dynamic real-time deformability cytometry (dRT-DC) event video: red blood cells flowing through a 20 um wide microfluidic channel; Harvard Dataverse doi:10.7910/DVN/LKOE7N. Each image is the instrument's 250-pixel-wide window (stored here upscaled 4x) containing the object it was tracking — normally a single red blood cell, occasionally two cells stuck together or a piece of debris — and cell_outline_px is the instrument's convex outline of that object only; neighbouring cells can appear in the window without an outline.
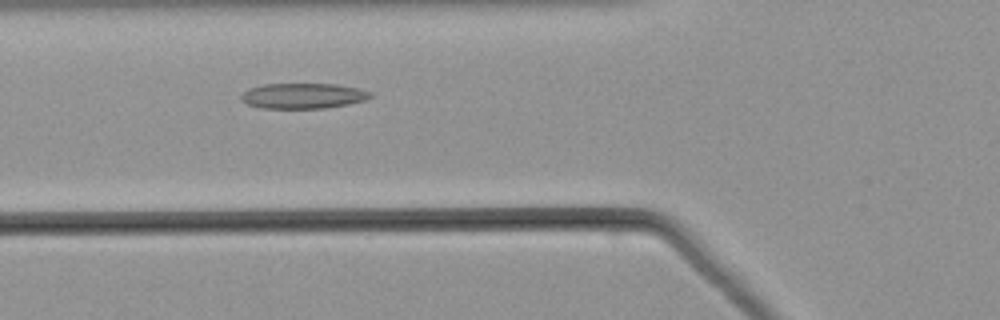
{"species": "common noctule bat (a hibernating species)", "species_latin": "Nyctalus noctula", "temperature_condition": "warm", "stored_images_in_passage": 44, "camera_frame_rate_fps": 3000, "um_per_image_px": 0.085, "animal": {"sex": "male", "body_mass_g": 21.5, "forearm_length_mm": 52.0}, "frame": {"image": 1, "passage_image": 11, "time_ms": 3.333, "image_size_px": [1000, 320], "cell_outline_px": [[372, 96], [364, 100], [348, 104], [328, 108], [260, 108], [248, 104], [240, 100], [240, 96], [248, 88], [264, 84], [336, 84], [360, 88], [372, 92]], "centroid_in_image_um": [25.76, 8.14], "position_along_channel_um": 100.0, "area_um2": 19.25}}
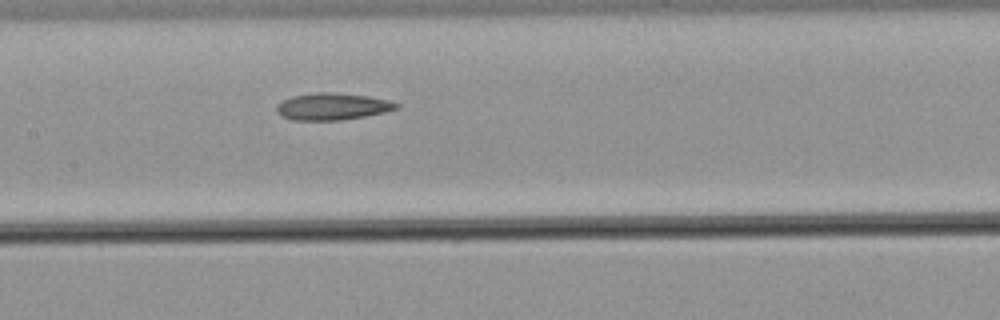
{"frame": {"image": 2, "passage_image": 17, "time_ms": 5.333, "image_size_px": [1000, 320], "cell_outline_px": [[400, 108], [384, 112], [364, 116], [340, 120], [292, 120], [280, 116], [276, 112], [276, 104], [292, 96], [316, 92], [332, 92], [368, 96], [388, 100], [400, 104]], "centroid_in_image_um": [28.23, 9.05], "position_along_channel_um": 179.2, "area_um2": 18.84}}
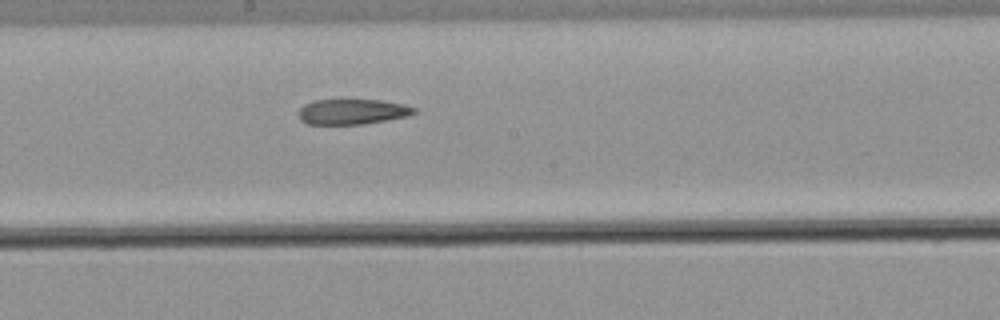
{"frame": {"image": 3, "passage_image": 20, "time_ms": 6.333, "image_size_px": [1000, 320], "cell_outline_px": [[416, 112], [408, 116], [364, 124], [308, 124], [300, 120], [296, 112], [304, 104], [312, 100], [380, 100], [404, 104], [416, 108]], "centroid_in_image_um": [29.91, 9.49], "position_along_channel_um": 218.3, "area_um2": 17.17}}